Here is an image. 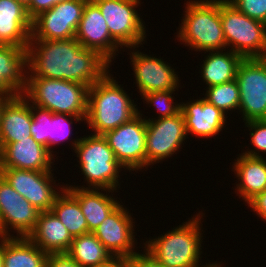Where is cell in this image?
Instances as JSON below:
<instances>
[{
  "label": "cell",
  "mask_w": 266,
  "mask_h": 267,
  "mask_svg": "<svg viewBox=\"0 0 266 267\" xmlns=\"http://www.w3.org/2000/svg\"><path fill=\"white\" fill-rule=\"evenodd\" d=\"M46 267H81L67 253H51L48 255Z\"/></svg>",
  "instance_id": "cell-37"
},
{
  "label": "cell",
  "mask_w": 266,
  "mask_h": 267,
  "mask_svg": "<svg viewBox=\"0 0 266 267\" xmlns=\"http://www.w3.org/2000/svg\"><path fill=\"white\" fill-rule=\"evenodd\" d=\"M40 211L0 177V236L28 237L35 229ZM10 227V228H9ZM13 230V234L9 233Z\"/></svg>",
  "instance_id": "cell-14"
},
{
  "label": "cell",
  "mask_w": 266,
  "mask_h": 267,
  "mask_svg": "<svg viewBox=\"0 0 266 267\" xmlns=\"http://www.w3.org/2000/svg\"><path fill=\"white\" fill-rule=\"evenodd\" d=\"M25 48L0 45V95L10 98L23 94L27 80Z\"/></svg>",
  "instance_id": "cell-23"
},
{
  "label": "cell",
  "mask_w": 266,
  "mask_h": 267,
  "mask_svg": "<svg viewBox=\"0 0 266 267\" xmlns=\"http://www.w3.org/2000/svg\"><path fill=\"white\" fill-rule=\"evenodd\" d=\"M176 90L154 91L141 96L143 103L154 106L159 115L157 119L175 116L181 110V103L174 102V94ZM173 94V95H172ZM146 101V102H145Z\"/></svg>",
  "instance_id": "cell-32"
},
{
  "label": "cell",
  "mask_w": 266,
  "mask_h": 267,
  "mask_svg": "<svg viewBox=\"0 0 266 267\" xmlns=\"http://www.w3.org/2000/svg\"><path fill=\"white\" fill-rule=\"evenodd\" d=\"M239 12L266 24V0H227Z\"/></svg>",
  "instance_id": "cell-34"
},
{
  "label": "cell",
  "mask_w": 266,
  "mask_h": 267,
  "mask_svg": "<svg viewBox=\"0 0 266 267\" xmlns=\"http://www.w3.org/2000/svg\"><path fill=\"white\" fill-rule=\"evenodd\" d=\"M245 127L249 128L248 131L250 130V144L255 150L248 148L242 154L250 157L264 158L263 155H266V120L248 121L245 122ZM259 152H262V155Z\"/></svg>",
  "instance_id": "cell-33"
},
{
  "label": "cell",
  "mask_w": 266,
  "mask_h": 267,
  "mask_svg": "<svg viewBox=\"0 0 266 267\" xmlns=\"http://www.w3.org/2000/svg\"><path fill=\"white\" fill-rule=\"evenodd\" d=\"M203 99L216 108L220 109L226 115L229 111L238 110L240 103L239 87L236 80L225 82L220 85H214L205 88Z\"/></svg>",
  "instance_id": "cell-31"
},
{
  "label": "cell",
  "mask_w": 266,
  "mask_h": 267,
  "mask_svg": "<svg viewBox=\"0 0 266 267\" xmlns=\"http://www.w3.org/2000/svg\"><path fill=\"white\" fill-rule=\"evenodd\" d=\"M54 156L30 136L7 144L0 151V168H16L39 172L53 171Z\"/></svg>",
  "instance_id": "cell-19"
},
{
  "label": "cell",
  "mask_w": 266,
  "mask_h": 267,
  "mask_svg": "<svg viewBox=\"0 0 266 267\" xmlns=\"http://www.w3.org/2000/svg\"><path fill=\"white\" fill-rule=\"evenodd\" d=\"M98 267H126V260L125 258L114 257L109 262L99 265Z\"/></svg>",
  "instance_id": "cell-39"
},
{
  "label": "cell",
  "mask_w": 266,
  "mask_h": 267,
  "mask_svg": "<svg viewBox=\"0 0 266 267\" xmlns=\"http://www.w3.org/2000/svg\"><path fill=\"white\" fill-rule=\"evenodd\" d=\"M203 215L205 216L199 211L182 225L143 242L144 249L165 267H200ZM212 264L213 262L209 261L201 267H210Z\"/></svg>",
  "instance_id": "cell-3"
},
{
  "label": "cell",
  "mask_w": 266,
  "mask_h": 267,
  "mask_svg": "<svg viewBox=\"0 0 266 267\" xmlns=\"http://www.w3.org/2000/svg\"><path fill=\"white\" fill-rule=\"evenodd\" d=\"M32 124L30 132L35 141L46 147L48 151L55 156L52 147L60 145L61 141L65 142L72 135V124L74 121L80 123L85 121L86 117L74 115L52 113L48 109H44L31 104Z\"/></svg>",
  "instance_id": "cell-18"
},
{
  "label": "cell",
  "mask_w": 266,
  "mask_h": 267,
  "mask_svg": "<svg viewBox=\"0 0 266 267\" xmlns=\"http://www.w3.org/2000/svg\"><path fill=\"white\" fill-rule=\"evenodd\" d=\"M28 238L47 254L66 253L73 237L52 211L40 212L34 231Z\"/></svg>",
  "instance_id": "cell-26"
},
{
  "label": "cell",
  "mask_w": 266,
  "mask_h": 267,
  "mask_svg": "<svg viewBox=\"0 0 266 267\" xmlns=\"http://www.w3.org/2000/svg\"><path fill=\"white\" fill-rule=\"evenodd\" d=\"M65 188L79 201L80 208L88 225V233H93L121 204L119 200H116L118 198L113 196V190L79 187ZM102 191L106 193H102Z\"/></svg>",
  "instance_id": "cell-24"
},
{
  "label": "cell",
  "mask_w": 266,
  "mask_h": 267,
  "mask_svg": "<svg viewBox=\"0 0 266 267\" xmlns=\"http://www.w3.org/2000/svg\"><path fill=\"white\" fill-rule=\"evenodd\" d=\"M139 46L130 47L133 49L130 54L131 66L140 96L154 91L176 90L181 86L178 72L174 67L162 58H157L139 51ZM135 50V51H134ZM145 53V54H144Z\"/></svg>",
  "instance_id": "cell-15"
},
{
  "label": "cell",
  "mask_w": 266,
  "mask_h": 267,
  "mask_svg": "<svg viewBox=\"0 0 266 267\" xmlns=\"http://www.w3.org/2000/svg\"><path fill=\"white\" fill-rule=\"evenodd\" d=\"M0 267H3V237L0 236Z\"/></svg>",
  "instance_id": "cell-40"
},
{
  "label": "cell",
  "mask_w": 266,
  "mask_h": 267,
  "mask_svg": "<svg viewBox=\"0 0 266 267\" xmlns=\"http://www.w3.org/2000/svg\"><path fill=\"white\" fill-rule=\"evenodd\" d=\"M180 111L184 116L187 138L189 134L200 138L219 135L227 126L229 117L203 98L181 102Z\"/></svg>",
  "instance_id": "cell-20"
},
{
  "label": "cell",
  "mask_w": 266,
  "mask_h": 267,
  "mask_svg": "<svg viewBox=\"0 0 266 267\" xmlns=\"http://www.w3.org/2000/svg\"><path fill=\"white\" fill-rule=\"evenodd\" d=\"M248 207L253 209V212L258 215L264 222L266 221V190L258 195H256L253 199H251L248 203Z\"/></svg>",
  "instance_id": "cell-38"
},
{
  "label": "cell",
  "mask_w": 266,
  "mask_h": 267,
  "mask_svg": "<svg viewBox=\"0 0 266 267\" xmlns=\"http://www.w3.org/2000/svg\"><path fill=\"white\" fill-rule=\"evenodd\" d=\"M226 50L204 52L209 54L203 55L205 57L201 61L203 64L199 73L207 85L205 88L235 80L238 65L243 58L230 48Z\"/></svg>",
  "instance_id": "cell-27"
},
{
  "label": "cell",
  "mask_w": 266,
  "mask_h": 267,
  "mask_svg": "<svg viewBox=\"0 0 266 267\" xmlns=\"http://www.w3.org/2000/svg\"><path fill=\"white\" fill-rule=\"evenodd\" d=\"M141 112L139 109L129 122L103 134L116 160L129 172L146 168V120Z\"/></svg>",
  "instance_id": "cell-10"
},
{
  "label": "cell",
  "mask_w": 266,
  "mask_h": 267,
  "mask_svg": "<svg viewBox=\"0 0 266 267\" xmlns=\"http://www.w3.org/2000/svg\"><path fill=\"white\" fill-rule=\"evenodd\" d=\"M71 147L78 158V167L81 169L79 172L84 175L88 187L64 184L65 187L109 189L118 192L116 190L120 188L121 179L119 173L124 167L116 160L103 135L91 133L83 138H75Z\"/></svg>",
  "instance_id": "cell-5"
},
{
  "label": "cell",
  "mask_w": 266,
  "mask_h": 267,
  "mask_svg": "<svg viewBox=\"0 0 266 267\" xmlns=\"http://www.w3.org/2000/svg\"><path fill=\"white\" fill-rule=\"evenodd\" d=\"M243 122L266 120V58L243 59L236 78Z\"/></svg>",
  "instance_id": "cell-9"
},
{
  "label": "cell",
  "mask_w": 266,
  "mask_h": 267,
  "mask_svg": "<svg viewBox=\"0 0 266 267\" xmlns=\"http://www.w3.org/2000/svg\"><path fill=\"white\" fill-rule=\"evenodd\" d=\"M88 0H65L32 20L30 40H69L76 30Z\"/></svg>",
  "instance_id": "cell-13"
},
{
  "label": "cell",
  "mask_w": 266,
  "mask_h": 267,
  "mask_svg": "<svg viewBox=\"0 0 266 267\" xmlns=\"http://www.w3.org/2000/svg\"><path fill=\"white\" fill-rule=\"evenodd\" d=\"M146 117V170L151 165L179 153L187 139L185 120L180 111L175 116L165 118ZM184 142V143H183ZM164 159V160H163Z\"/></svg>",
  "instance_id": "cell-11"
},
{
  "label": "cell",
  "mask_w": 266,
  "mask_h": 267,
  "mask_svg": "<svg viewBox=\"0 0 266 267\" xmlns=\"http://www.w3.org/2000/svg\"><path fill=\"white\" fill-rule=\"evenodd\" d=\"M48 255L28 237H3V267H46Z\"/></svg>",
  "instance_id": "cell-28"
},
{
  "label": "cell",
  "mask_w": 266,
  "mask_h": 267,
  "mask_svg": "<svg viewBox=\"0 0 266 267\" xmlns=\"http://www.w3.org/2000/svg\"><path fill=\"white\" fill-rule=\"evenodd\" d=\"M110 71L88 88L85 122L95 135H103L129 122L138 114V105Z\"/></svg>",
  "instance_id": "cell-2"
},
{
  "label": "cell",
  "mask_w": 266,
  "mask_h": 267,
  "mask_svg": "<svg viewBox=\"0 0 266 267\" xmlns=\"http://www.w3.org/2000/svg\"><path fill=\"white\" fill-rule=\"evenodd\" d=\"M88 86L60 79L27 77L22 94L31 104L79 117L87 116Z\"/></svg>",
  "instance_id": "cell-6"
},
{
  "label": "cell",
  "mask_w": 266,
  "mask_h": 267,
  "mask_svg": "<svg viewBox=\"0 0 266 267\" xmlns=\"http://www.w3.org/2000/svg\"><path fill=\"white\" fill-rule=\"evenodd\" d=\"M31 31L27 8L15 0H0V45L27 49Z\"/></svg>",
  "instance_id": "cell-22"
},
{
  "label": "cell",
  "mask_w": 266,
  "mask_h": 267,
  "mask_svg": "<svg viewBox=\"0 0 266 267\" xmlns=\"http://www.w3.org/2000/svg\"><path fill=\"white\" fill-rule=\"evenodd\" d=\"M105 18L112 39L124 50L143 45L145 22L137 13L141 0H92ZM140 4V5H139ZM126 48V49H123Z\"/></svg>",
  "instance_id": "cell-8"
},
{
  "label": "cell",
  "mask_w": 266,
  "mask_h": 267,
  "mask_svg": "<svg viewBox=\"0 0 266 267\" xmlns=\"http://www.w3.org/2000/svg\"><path fill=\"white\" fill-rule=\"evenodd\" d=\"M240 155V156H239ZM237 155L232 170L238 181L235 193L247 204L256 195L266 190V159ZM240 181V182H239Z\"/></svg>",
  "instance_id": "cell-25"
},
{
  "label": "cell",
  "mask_w": 266,
  "mask_h": 267,
  "mask_svg": "<svg viewBox=\"0 0 266 267\" xmlns=\"http://www.w3.org/2000/svg\"><path fill=\"white\" fill-rule=\"evenodd\" d=\"M9 96H5V95H0V113L2 110L3 105L5 104V102L9 99Z\"/></svg>",
  "instance_id": "cell-41"
},
{
  "label": "cell",
  "mask_w": 266,
  "mask_h": 267,
  "mask_svg": "<svg viewBox=\"0 0 266 267\" xmlns=\"http://www.w3.org/2000/svg\"><path fill=\"white\" fill-rule=\"evenodd\" d=\"M75 38L84 48L95 50L110 64L118 55V49H122L112 39L105 18L92 0L84 6Z\"/></svg>",
  "instance_id": "cell-17"
},
{
  "label": "cell",
  "mask_w": 266,
  "mask_h": 267,
  "mask_svg": "<svg viewBox=\"0 0 266 267\" xmlns=\"http://www.w3.org/2000/svg\"><path fill=\"white\" fill-rule=\"evenodd\" d=\"M220 17L227 49L243 59L266 58V24L239 12L220 0Z\"/></svg>",
  "instance_id": "cell-7"
},
{
  "label": "cell",
  "mask_w": 266,
  "mask_h": 267,
  "mask_svg": "<svg viewBox=\"0 0 266 267\" xmlns=\"http://www.w3.org/2000/svg\"><path fill=\"white\" fill-rule=\"evenodd\" d=\"M126 267H165L153 258L145 249L143 252L125 258Z\"/></svg>",
  "instance_id": "cell-35"
},
{
  "label": "cell",
  "mask_w": 266,
  "mask_h": 267,
  "mask_svg": "<svg viewBox=\"0 0 266 267\" xmlns=\"http://www.w3.org/2000/svg\"><path fill=\"white\" fill-rule=\"evenodd\" d=\"M123 206L120 204L93 233L113 257L127 258L137 253L135 244L138 242L133 214Z\"/></svg>",
  "instance_id": "cell-16"
},
{
  "label": "cell",
  "mask_w": 266,
  "mask_h": 267,
  "mask_svg": "<svg viewBox=\"0 0 266 267\" xmlns=\"http://www.w3.org/2000/svg\"><path fill=\"white\" fill-rule=\"evenodd\" d=\"M66 253L81 267H98L114 258L92 232L73 237Z\"/></svg>",
  "instance_id": "cell-29"
},
{
  "label": "cell",
  "mask_w": 266,
  "mask_h": 267,
  "mask_svg": "<svg viewBox=\"0 0 266 267\" xmlns=\"http://www.w3.org/2000/svg\"><path fill=\"white\" fill-rule=\"evenodd\" d=\"M51 211L68 229L72 237L88 233V225L79 201L66 188L56 197Z\"/></svg>",
  "instance_id": "cell-30"
},
{
  "label": "cell",
  "mask_w": 266,
  "mask_h": 267,
  "mask_svg": "<svg viewBox=\"0 0 266 267\" xmlns=\"http://www.w3.org/2000/svg\"><path fill=\"white\" fill-rule=\"evenodd\" d=\"M0 172L13 189L40 212L51 211L56 197L65 188L55 184L54 171L0 168Z\"/></svg>",
  "instance_id": "cell-12"
},
{
  "label": "cell",
  "mask_w": 266,
  "mask_h": 267,
  "mask_svg": "<svg viewBox=\"0 0 266 267\" xmlns=\"http://www.w3.org/2000/svg\"><path fill=\"white\" fill-rule=\"evenodd\" d=\"M210 267H222L221 262L217 263V261H215V263L213 262V264Z\"/></svg>",
  "instance_id": "cell-43"
},
{
  "label": "cell",
  "mask_w": 266,
  "mask_h": 267,
  "mask_svg": "<svg viewBox=\"0 0 266 267\" xmlns=\"http://www.w3.org/2000/svg\"><path fill=\"white\" fill-rule=\"evenodd\" d=\"M31 103L22 95L9 98L0 113V151L9 143L31 135Z\"/></svg>",
  "instance_id": "cell-21"
},
{
  "label": "cell",
  "mask_w": 266,
  "mask_h": 267,
  "mask_svg": "<svg viewBox=\"0 0 266 267\" xmlns=\"http://www.w3.org/2000/svg\"><path fill=\"white\" fill-rule=\"evenodd\" d=\"M21 4H23L25 7H27L30 4L31 0H15Z\"/></svg>",
  "instance_id": "cell-42"
},
{
  "label": "cell",
  "mask_w": 266,
  "mask_h": 267,
  "mask_svg": "<svg viewBox=\"0 0 266 267\" xmlns=\"http://www.w3.org/2000/svg\"><path fill=\"white\" fill-rule=\"evenodd\" d=\"M65 0H31L30 4L26 7L31 20H33L40 13L51 9L56 4Z\"/></svg>",
  "instance_id": "cell-36"
},
{
  "label": "cell",
  "mask_w": 266,
  "mask_h": 267,
  "mask_svg": "<svg viewBox=\"0 0 266 267\" xmlns=\"http://www.w3.org/2000/svg\"><path fill=\"white\" fill-rule=\"evenodd\" d=\"M26 53L27 77L60 79L90 87L111 71L105 58L84 48L76 38L30 40Z\"/></svg>",
  "instance_id": "cell-1"
},
{
  "label": "cell",
  "mask_w": 266,
  "mask_h": 267,
  "mask_svg": "<svg viewBox=\"0 0 266 267\" xmlns=\"http://www.w3.org/2000/svg\"><path fill=\"white\" fill-rule=\"evenodd\" d=\"M184 5L185 14L176 35L181 45L197 52L225 50L220 0H188Z\"/></svg>",
  "instance_id": "cell-4"
}]
</instances>
